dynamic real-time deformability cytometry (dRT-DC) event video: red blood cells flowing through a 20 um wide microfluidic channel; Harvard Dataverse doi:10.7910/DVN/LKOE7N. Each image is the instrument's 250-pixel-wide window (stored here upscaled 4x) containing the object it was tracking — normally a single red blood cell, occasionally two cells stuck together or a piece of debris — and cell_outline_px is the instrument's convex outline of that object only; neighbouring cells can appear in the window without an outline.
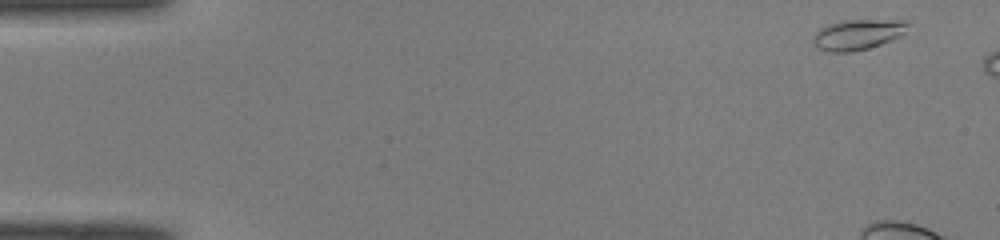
{"species": "common noctule bat (a hibernating species)", "species_latin": "Nyctalus noctula", "temperature_condition": "room temperature", "stored_images_in_passage": 7, "camera_frame_rate_fps": 3000, "um_per_image_px": 0.085, "animal": {"sex": "male", "body_mass_g": 19.0, "forearm_length_mm": 50.8}, "frame": {"image": 1, "passage_image": 1, "time_ms": 0.0, "image_size_px": [1000, 240], "cell_outline_px": [[912, 20], [904, 36], [868, 48], [852, 52], [832, 52], [816, 48], [812, 44], [812, 36], [820, 28], [828, 24], [844, 20]], "centroid_in_image_um": [72.94, 2.93], "position_along_channel_um": 12.1, "area_um2": 17.22}}